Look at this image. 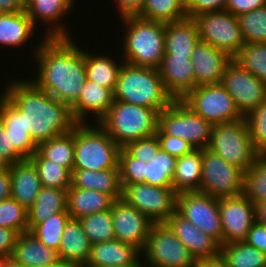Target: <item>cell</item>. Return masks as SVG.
<instances>
[{"label": "cell", "instance_id": "cell-41", "mask_svg": "<svg viewBox=\"0 0 266 267\" xmlns=\"http://www.w3.org/2000/svg\"><path fill=\"white\" fill-rule=\"evenodd\" d=\"M233 60L266 85V42L246 43Z\"/></svg>", "mask_w": 266, "mask_h": 267}, {"label": "cell", "instance_id": "cell-20", "mask_svg": "<svg viewBox=\"0 0 266 267\" xmlns=\"http://www.w3.org/2000/svg\"><path fill=\"white\" fill-rule=\"evenodd\" d=\"M196 258H213L220 255L221 245L211 236L181 216L177 211L164 222Z\"/></svg>", "mask_w": 266, "mask_h": 267}, {"label": "cell", "instance_id": "cell-33", "mask_svg": "<svg viewBox=\"0 0 266 267\" xmlns=\"http://www.w3.org/2000/svg\"><path fill=\"white\" fill-rule=\"evenodd\" d=\"M202 149H194L190 153L177 158L172 177L174 191L198 192L201 182Z\"/></svg>", "mask_w": 266, "mask_h": 267}, {"label": "cell", "instance_id": "cell-37", "mask_svg": "<svg viewBox=\"0 0 266 267\" xmlns=\"http://www.w3.org/2000/svg\"><path fill=\"white\" fill-rule=\"evenodd\" d=\"M220 254L228 267H266V253L244 241L221 245Z\"/></svg>", "mask_w": 266, "mask_h": 267}, {"label": "cell", "instance_id": "cell-61", "mask_svg": "<svg viewBox=\"0 0 266 267\" xmlns=\"http://www.w3.org/2000/svg\"><path fill=\"white\" fill-rule=\"evenodd\" d=\"M46 267H72L71 265L64 263L62 261H60L59 263L52 265V266H46Z\"/></svg>", "mask_w": 266, "mask_h": 267}, {"label": "cell", "instance_id": "cell-7", "mask_svg": "<svg viewBox=\"0 0 266 267\" xmlns=\"http://www.w3.org/2000/svg\"><path fill=\"white\" fill-rule=\"evenodd\" d=\"M207 149L243 171L259 156L253 148L244 117L237 121L213 125Z\"/></svg>", "mask_w": 266, "mask_h": 267}, {"label": "cell", "instance_id": "cell-21", "mask_svg": "<svg viewBox=\"0 0 266 267\" xmlns=\"http://www.w3.org/2000/svg\"><path fill=\"white\" fill-rule=\"evenodd\" d=\"M157 69L167 93L174 100H182L195 88L191 57L164 54Z\"/></svg>", "mask_w": 266, "mask_h": 267}, {"label": "cell", "instance_id": "cell-49", "mask_svg": "<svg viewBox=\"0 0 266 267\" xmlns=\"http://www.w3.org/2000/svg\"><path fill=\"white\" fill-rule=\"evenodd\" d=\"M24 159L13 146H10L9 133L0 120V170H9L13 163Z\"/></svg>", "mask_w": 266, "mask_h": 267}, {"label": "cell", "instance_id": "cell-45", "mask_svg": "<svg viewBox=\"0 0 266 267\" xmlns=\"http://www.w3.org/2000/svg\"><path fill=\"white\" fill-rule=\"evenodd\" d=\"M0 227L16 230L19 234L28 231V209L13 198L0 202Z\"/></svg>", "mask_w": 266, "mask_h": 267}, {"label": "cell", "instance_id": "cell-12", "mask_svg": "<svg viewBox=\"0 0 266 267\" xmlns=\"http://www.w3.org/2000/svg\"><path fill=\"white\" fill-rule=\"evenodd\" d=\"M200 41L226 51L232 58L245 45L238 18L226 10L207 12L193 18Z\"/></svg>", "mask_w": 266, "mask_h": 267}, {"label": "cell", "instance_id": "cell-31", "mask_svg": "<svg viewBox=\"0 0 266 267\" xmlns=\"http://www.w3.org/2000/svg\"><path fill=\"white\" fill-rule=\"evenodd\" d=\"M35 29L25 10L16 13H0V46L22 47L31 40Z\"/></svg>", "mask_w": 266, "mask_h": 267}, {"label": "cell", "instance_id": "cell-29", "mask_svg": "<svg viewBox=\"0 0 266 267\" xmlns=\"http://www.w3.org/2000/svg\"><path fill=\"white\" fill-rule=\"evenodd\" d=\"M71 186L80 189L96 190L110 195L114 200L122 199L119 168L99 171L73 169Z\"/></svg>", "mask_w": 266, "mask_h": 267}, {"label": "cell", "instance_id": "cell-30", "mask_svg": "<svg viewBox=\"0 0 266 267\" xmlns=\"http://www.w3.org/2000/svg\"><path fill=\"white\" fill-rule=\"evenodd\" d=\"M114 201L110 195L96 190L70 186L66 192L67 212L72 219L109 210Z\"/></svg>", "mask_w": 266, "mask_h": 267}, {"label": "cell", "instance_id": "cell-60", "mask_svg": "<svg viewBox=\"0 0 266 267\" xmlns=\"http://www.w3.org/2000/svg\"><path fill=\"white\" fill-rule=\"evenodd\" d=\"M0 267H19L11 257L0 258Z\"/></svg>", "mask_w": 266, "mask_h": 267}, {"label": "cell", "instance_id": "cell-13", "mask_svg": "<svg viewBox=\"0 0 266 267\" xmlns=\"http://www.w3.org/2000/svg\"><path fill=\"white\" fill-rule=\"evenodd\" d=\"M122 199L153 223H164L176 212L177 193L173 188L146 183L127 184L122 188Z\"/></svg>", "mask_w": 266, "mask_h": 267}, {"label": "cell", "instance_id": "cell-56", "mask_svg": "<svg viewBox=\"0 0 266 267\" xmlns=\"http://www.w3.org/2000/svg\"><path fill=\"white\" fill-rule=\"evenodd\" d=\"M11 197L10 170H0V202Z\"/></svg>", "mask_w": 266, "mask_h": 267}, {"label": "cell", "instance_id": "cell-5", "mask_svg": "<svg viewBox=\"0 0 266 267\" xmlns=\"http://www.w3.org/2000/svg\"><path fill=\"white\" fill-rule=\"evenodd\" d=\"M159 112L152 108L114 100L97 122L121 148L156 134Z\"/></svg>", "mask_w": 266, "mask_h": 267}, {"label": "cell", "instance_id": "cell-35", "mask_svg": "<svg viewBox=\"0 0 266 267\" xmlns=\"http://www.w3.org/2000/svg\"><path fill=\"white\" fill-rule=\"evenodd\" d=\"M136 16L162 23L183 20L187 18L185 0H144Z\"/></svg>", "mask_w": 266, "mask_h": 267}, {"label": "cell", "instance_id": "cell-6", "mask_svg": "<svg viewBox=\"0 0 266 267\" xmlns=\"http://www.w3.org/2000/svg\"><path fill=\"white\" fill-rule=\"evenodd\" d=\"M93 123H77L74 127L73 169L99 171L119 168L121 147L98 123Z\"/></svg>", "mask_w": 266, "mask_h": 267}, {"label": "cell", "instance_id": "cell-14", "mask_svg": "<svg viewBox=\"0 0 266 267\" xmlns=\"http://www.w3.org/2000/svg\"><path fill=\"white\" fill-rule=\"evenodd\" d=\"M176 211L207 235L223 245L219 198L199 192L177 194Z\"/></svg>", "mask_w": 266, "mask_h": 267}, {"label": "cell", "instance_id": "cell-38", "mask_svg": "<svg viewBox=\"0 0 266 267\" xmlns=\"http://www.w3.org/2000/svg\"><path fill=\"white\" fill-rule=\"evenodd\" d=\"M177 157L159 150L153 160L146 162L145 183L162 188H173L172 177Z\"/></svg>", "mask_w": 266, "mask_h": 267}, {"label": "cell", "instance_id": "cell-23", "mask_svg": "<svg viewBox=\"0 0 266 267\" xmlns=\"http://www.w3.org/2000/svg\"><path fill=\"white\" fill-rule=\"evenodd\" d=\"M114 102L113 90L86 80L78 100L71 106L73 117L78 123L90 122V115L96 117L97 123L109 110Z\"/></svg>", "mask_w": 266, "mask_h": 267}, {"label": "cell", "instance_id": "cell-8", "mask_svg": "<svg viewBox=\"0 0 266 267\" xmlns=\"http://www.w3.org/2000/svg\"><path fill=\"white\" fill-rule=\"evenodd\" d=\"M213 125L194 113L181 100H174L158 115L156 135H170L187 141L194 149L207 148Z\"/></svg>", "mask_w": 266, "mask_h": 267}, {"label": "cell", "instance_id": "cell-46", "mask_svg": "<svg viewBox=\"0 0 266 267\" xmlns=\"http://www.w3.org/2000/svg\"><path fill=\"white\" fill-rule=\"evenodd\" d=\"M253 148L259 155L266 154V101L244 116Z\"/></svg>", "mask_w": 266, "mask_h": 267}, {"label": "cell", "instance_id": "cell-40", "mask_svg": "<svg viewBox=\"0 0 266 267\" xmlns=\"http://www.w3.org/2000/svg\"><path fill=\"white\" fill-rule=\"evenodd\" d=\"M243 194L256 206L266 201V156L259 155L244 171Z\"/></svg>", "mask_w": 266, "mask_h": 267}, {"label": "cell", "instance_id": "cell-59", "mask_svg": "<svg viewBox=\"0 0 266 267\" xmlns=\"http://www.w3.org/2000/svg\"><path fill=\"white\" fill-rule=\"evenodd\" d=\"M256 216L259 223L266 225V201L256 205Z\"/></svg>", "mask_w": 266, "mask_h": 267}, {"label": "cell", "instance_id": "cell-58", "mask_svg": "<svg viewBox=\"0 0 266 267\" xmlns=\"http://www.w3.org/2000/svg\"><path fill=\"white\" fill-rule=\"evenodd\" d=\"M196 267H228L226 260L221 256L197 260Z\"/></svg>", "mask_w": 266, "mask_h": 267}, {"label": "cell", "instance_id": "cell-50", "mask_svg": "<svg viewBox=\"0 0 266 267\" xmlns=\"http://www.w3.org/2000/svg\"><path fill=\"white\" fill-rule=\"evenodd\" d=\"M228 0H185L187 18H194L199 14L226 10Z\"/></svg>", "mask_w": 266, "mask_h": 267}, {"label": "cell", "instance_id": "cell-39", "mask_svg": "<svg viewBox=\"0 0 266 267\" xmlns=\"http://www.w3.org/2000/svg\"><path fill=\"white\" fill-rule=\"evenodd\" d=\"M36 166L42 187L68 189L72 173L50 159H45L38 151L29 158Z\"/></svg>", "mask_w": 266, "mask_h": 267}, {"label": "cell", "instance_id": "cell-51", "mask_svg": "<svg viewBox=\"0 0 266 267\" xmlns=\"http://www.w3.org/2000/svg\"><path fill=\"white\" fill-rule=\"evenodd\" d=\"M157 137L160 143V149L177 158L194 150V148L182 138L170 135H157Z\"/></svg>", "mask_w": 266, "mask_h": 267}, {"label": "cell", "instance_id": "cell-10", "mask_svg": "<svg viewBox=\"0 0 266 267\" xmlns=\"http://www.w3.org/2000/svg\"><path fill=\"white\" fill-rule=\"evenodd\" d=\"M244 171L207 148L202 149V170L199 193L215 198L243 194Z\"/></svg>", "mask_w": 266, "mask_h": 267}, {"label": "cell", "instance_id": "cell-34", "mask_svg": "<svg viewBox=\"0 0 266 267\" xmlns=\"http://www.w3.org/2000/svg\"><path fill=\"white\" fill-rule=\"evenodd\" d=\"M83 51L87 80L114 91L120 69L124 63L123 59L119 63L107 54L105 56L103 53L101 55L96 53L95 55L91 51H86V49Z\"/></svg>", "mask_w": 266, "mask_h": 267}, {"label": "cell", "instance_id": "cell-2", "mask_svg": "<svg viewBox=\"0 0 266 267\" xmlns=\"http://www.w3.org/2000/svg\"><path fill=\"white\" fill-rule=\"evenodd\" d=\"M7 83L2 94L24 115L25 128L37 146L71 132L78 123L68 104L39 89L31 80Z\"/></svg>", "mask_w": 266, "mask_h": 267}, {"label": "cell", "instance_id": "cell-53", "mask_svg": "<svg viewBox=\"0 0 266 267\" xmlns=\"http://www.w3.org/2000/svg\"><path fill=\"white\" fill-rule=\"evenodd\" d=\"M264 6H266V0H228L226 4V11L238 17L243 13H247Z\"/></svg>", "mask_w": 266, "mask_h": 267}, {"label": "cell", "instance_id": "cell-15", "mask_svg": "<svg viewBox=\"0 0 266 267\" xmlns=\"http://www.w3.org/2000/svg\"><path fill=\"white\" fill-rule=\"evenodd\" d=\"M221 84L243 117L266 101V85L234 60L226 66Z\"/></svg>", "mask_w": 266, "mask_h": 267}, {"label": "cell", "instance_id": "cell-32", "mask_svg": "<svg viewBox=\"0 0 266 267\" xmlns=\"http://www.w3.org/2000/svg\"><path fill=\"white\" fill-rule=\"evenodd\" d=\"M67 189L42 187L34 204L28 208V231L49 217L67 211Z\"/></svg>", "mask_w": 266, "mask_h": 267}, {"label": "cell", "instance_id": "cell-48", "mask_svg": "<svg viewBox=\"0 0 266 267\" xmlns=\"http://www.w3.org/2000/svg\"><path fill=\"white\" fill-rule=\"evenodd\" d=\"M135 159L148 162L153 160L154 156L160 150V143L156 134L141 138L128 143L123 147Z\"/></svg>", "mask_w": 266, "mask_h": 267}, {"label": "cell", "instance_id": "cell-4", "mask_svg": "<svg viewBox=\"0 0 266 267\" xmlns=\"http://www.w3.org/2000/svg\"><path fill=\"white\" fill-rule=\"evenodd\" d=\"M114 100L157 110L174 99L167 93L157 68L123 63L116 82Z\"/></svg>", "mask_w": 266, "mask_h": 267}, {"label": "cell", "instance_id": "cell-24", "mask_svg": "<svg viewBox=\"0 0 266 267\" xmlns=\"http://www.w3.org/2000/svg\"><path fill=\"white\" fill-rule=\"evenodd\" d=\"M11 259L19 267H46L60 262L58 251L48 248L30 231L19 234Z\"/></svg>", "mask_w": 266, "mask_h": 267}, {"label": "cell", "instance_id": "cell-17", "mask_svg": "<svg viewBox=\"0 0 266 267\" xmlns=\"http://www.w3.org/2000/svg\"><path fill=\"white\" fill-rule=\"evenodd\" d=\"M111 214L115 238L142 250L153 222L123 199L113 202Z\"/></svg>", "mask_w": 266, "mask_h": 267}, {"label": "cell", "instance_id": "cell-22", "mask_svg": "<svg viewBox=\"0 0 266 267\" xmlns=\"http://www.w3.org/2000/svg\"><path fill=\"white\" fill-rule=\"evenodd\" d=\"M141 250L117 239L91 245L84 267H142Z\"/></svg>", "mask_w": 266, "mask_h": 267}, {"label": "cell", "instance_id": "cell-25", "mask_svg": "<svg viewBox=\"0 0 266 267\" xmlns=\"http://www.w3.org/2000/svg\"><path fill=\"white\" fill-rule=\"evenodd\" d=\"M0 120L9 133L10 146L29 159L37 151V145L25 128L24 115L3 94L0 95Z\"/></svg>", "mask_w": 266, "mask_h": 267}, {"label": "cell", "instance_id": "cell-3", "mask_svg": "<svg viewBox=\"0 0 266 267\" xmlns=\"http://www.w3.org/2000/svg\"><path fill=\"white\" fill-rule=\"evenodd\" d=\"M120 19L126 30L120 58L133 66L158 68L165 54L164 23L145 20L136 15Z\"/></svg>", "mask_w": 266, "mask_h": 267}, {"label": "cell", "instance_id": "cell-26", "mask_svg": "<svg viewBox=\"0 0 266 267\" xmlns=\"http://www.w3.org/2000/svg\"><path fill=\"white\" fill-rule=\"evenodd\" d=\"M91 245L79 219L70 218L64 227L58 249L60 261L72 267H84Z\"/></svg>", "mask_w": 266, "mask_h": 267}, {"label": "cell", "instance_id": "cell-52", "mask_svg": "<svg viewBox=\"0 0 266 267\" xmlns=\"http://www.w3.org/2000/svg\"><path fill=\"white\" fill-rule=\"evenodd\" d=\"M244 242L261 252L266 253V225L256 221L252 226Z\"/></svg>", "mask_w": 266, "mask_h": 267}, {"label": "cell", "instance_id": "cell-27", "mask_svg": "<svg viewBox=\"0 0 266 267\" xmlns=\"http://www.w3.org/2000/svg\"><path fill=\"white\" fill-rule=\"evenodd\" d=\"M11 198L30 208L42 189L39 173L30 159L13 163L10 167Z\"/></svg>", "mask_w": 266, "mask_h": 267}, {"label": "cell", "instance_id": "cell-47", "mask_svg": "<svg viewBox=\"0 0 266 267\" xmlns=\"http://www.w3.org/2000/svg\"><path fill=\"white\" fill-rule=\"evenodd\" d=\"M145 165L146 162L135 159L121 148L118 163L121 187L127 184L145 183Z\"/></svg>", "mask_w": 266, "mask_h": 267}, {"label": "cell", "instance_id": "cell-55", "mask_svg": "<svg viewBox=\"0 0 266 267\" xmlns=\"http://www.w3.org/2000/svg\"><path fill=\"white\" fill-rule=\"evenodd\" d=\"M144 0H116V7L118 10V15L120 17L127 16V15H136L140 9Z\"/></svg>", "mask_w": 266, "mask_h": 267}, {"label": "cell", "instance_id": "cell-57", "mask_svg": "<svg viewBox=\"0 0 266 267\" xmlns=\"http://www.w3.org/2000/svg\"><path fill=\"white\" fill-rule=\"evenodd\" d=\"M25 10V0H0V13H16Z\"/></svg>", "mask_w": 266, "mask_h": 267}, {"label": "cell", "instance_id": "cell-44", "mask_svg": "<svg viewBox=\"0 0 266 267\" xmlns=\"http://www.w3.org/2000/svg\"><path fill=\"white\" fill-rule=\"evenodd\" d=\"M244 43L266 42V6L237 17Z\"/></svg>", "mask_w": 266, "mask_h": 267}, {"label": "cell", "instance_id": "cell-28", "mask_svg": "<svg viewBox=\"0 0 266 267\" xmlns=\"http://www.w3.org/2000/svg\"><path fill=\"white\" fill-rule=\"evenodd\" d=\"M165 54L191 57L199 42L197 24L193 18L164 23Z\"/></svg>", "mask_w": 266, "mask_h": 267}, {"label": "cell", "instance_id": "cell-36", "mask_svg": "<svg viewBox=\"0 0 266 267\" xmlns=\"http://www.w3.org/2000/svg\"><path fill=\"white\" fill-rule=\"evenodd\" d=\"M37 151L45 158L55 161L71 173L74 166V128L71 132L58 135L37 146Z\"/></svg>", "mask_w": 266, "mask_h": 267}, {"label": "cell", "instance_id": "cell-43", "mask_svg": "<svg viewBox=\"0 0 266 267\" xmlns=\"http://www.w3.org/2000/svg\"><path fill=\"white\" fill-rule=\"evenodd\" d=\"M69 219L67 211L57 213L37 224L30 232L48 248L58 251L64 227Z\"/></svg>", "mask_w": 266, "mask_h": 267}, {"label": "cell", "instance_id": "cell-1", "mask_svg": "<svg viewBox=\"0 0 266 267\" xmlns=\"http://www.w3.org/2000/svg\"><path fill=\"white\" fill-rule=\"evenodd\" d=\"M71 38H45L33 51L36 76L30 79L39 89L68 104L78 100L87 80L84 48Z\"/></svg>", "mask_w": 266, "mask_h": 267}, {"label": "cell", "instance_id": "cell-11", "mask_svg": "<svg viewBox=\"0 0 266 267\" xmlns=\"http://www.w3.org/2000/svg\"><path fill=\"white\" fill-rule=\"evenodd\" d=\"M181 101L212 125L243 118L221 83L199 85Z\"/></svg>", "mask_w": 266, "mask_h": 267}, {"label": "cell", "instance_id": "cell-19", "mask_svg": "<svg viewBox=\"0 0 266 267\" xmlns=\"http://www.w3.org/2000/svg\"><path fill=\"white\" fill-rule=\"evenodd\" d=\"M232 60L226 51L199 40L191 56L195 87L221 83L226 66Z\"/></svg>", "mask_w": 266, "mask_h": 267}, {"label": "cell", "instance_id": "cell-42", "mask_svg": "<svg viewBox=\"0 0 266 267\" xmlns=\"http://www.w3.org/2000/svg\"><path fill=\"white\" fill-rule=\"evenodd\" d=\"M79 221L91 244L116 239L111 209L81 217Z\"/></svg>", "mask_w": 266, "mask_h": 267}, {"label": "cell", "instance_id": "cell-18", "mask_svg": "<svg viewBox=\"0 0 266 267\" xmlns=\"http://www.w3.org/2000/svg\"><path fill=\"white\" fill-rule=\"evenodd\" d=\"M76 0H25V12L34 26L47 25L45 38H71L62 21L71 13ZM70 12V13H69ZM64 18V19H63ZM62 20V21H61Z\"/></svg>", "mask_w": 266, "mask_h": 267}, {"label": "cell", "instance_id": "cell-9", "mask_svg": "<svg viewBox=\"0 0 266 267\" xmlns=\"http://www.w3.org/2000/svg\"><path fill=\"white\" fill-rule=\"evenodd\" d=\"M141 256L142 267L197 266L196 258L165 223H153Z\"/></svg>", "mask_w": 266, "mask_h": 267}, {"label": "cell", "instance_id": "cell-16", "mask_svg": "<svg viewBox=\"0 0 266 267\" xmlns=\"http://www.w3.org/2000/svg\"><path fill=\"white\" fill-rule=\"evenodd\" d=\"M223 244L242 242L257 221L256 206L244 195L219 198Z\"/></svg>", "mask_w": 266, "mask_h": 267}, {"label": "cell", "instance_id": "cell-54", "mask_svg": "<svg viewBox=\"0 0 266 267\" xmlns=\"http://www.w3.org/2000/svg\"><path fill=\"white\" fill-rule=\"evenodd\" d=\"M19 233L7 227H0V258L11 257Z\"/></svg>", "mask_w": 266, "mask_h": 267}]
</instances>
